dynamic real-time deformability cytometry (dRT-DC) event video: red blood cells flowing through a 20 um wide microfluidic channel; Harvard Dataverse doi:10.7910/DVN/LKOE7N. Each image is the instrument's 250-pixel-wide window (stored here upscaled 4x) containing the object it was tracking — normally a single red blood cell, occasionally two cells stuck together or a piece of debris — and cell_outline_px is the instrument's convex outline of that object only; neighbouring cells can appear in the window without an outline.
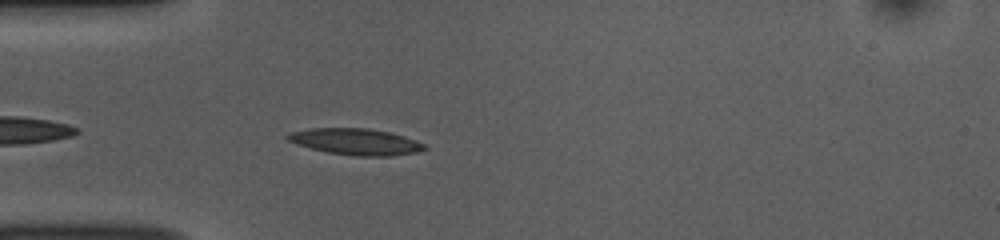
{"species": "common noctule bat (a hibernating species)", "species_latin": "Nyctalus noctula", "temperature_condition": "room temperature", "stored_images_in_passage": 41, "camera_frame_rate_fps": 3000, "um_per_image_px": 0.085, "animal": {"sex": "female", "body_mass_g": 10.0, "forearm_length_mm": 53.1}, "frame": {"image": 1, "passage_image": 3, "time_ms": 0.667, "image_size_px": [1000, 240], "cell_outline_px": [[428, 148], [416, 152], [392, 156], [356, 156], [328, 152], [312, 148], [288, 140], [284, 136], [288, 132], [308, 128], [368, 128], [388, 132], [404, 136], [416, 140], [424, 144]], "centroid_in_image_um": [30.24, 12.03], "position_along_channel_um": 54.8, "area_um2": 20.92}}
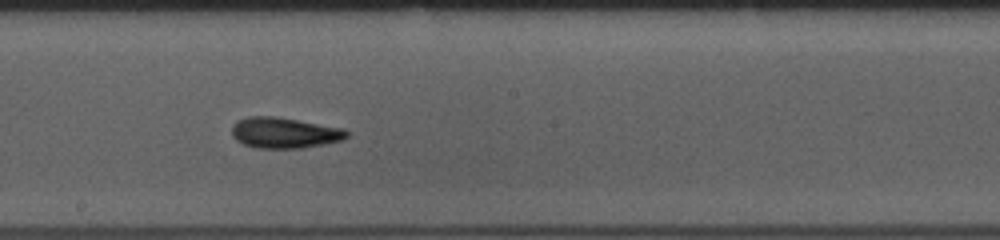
{"frame": {"image": 2, "passage_image": 17, "time_ms": 5.333, "image_size_px": [1000, 240], "cell_outline_px": [[348, 136], [344, 140], [324, 144], [300, 148], [256, 148], [244, 144], [236, 140], [232, 136], [232, 124], [236, 120], [248, 116], [276, 116], [344, 128], [348, 132]], "centroid_in_image_um": [24.16, 11.28], "position_along_channel_um": 224.0, "area_um2": 20.81}}
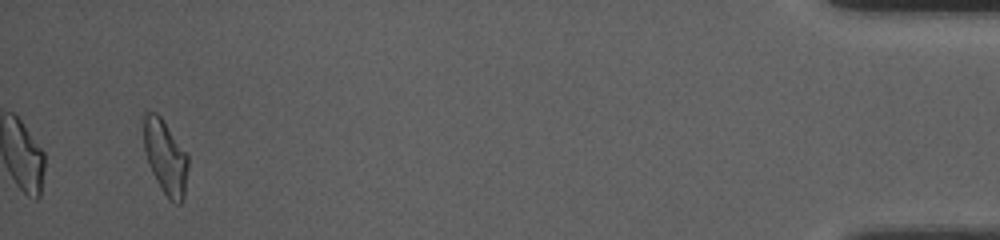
{"frame": {"image": 3, "passage_image": 39, "time_ms": 12.667, "image_size_px": [1000, 240], "cell_outline_px": [[188, 164], [184, 196], [180, 204], [176, 204], [168, 200], [160, 188], [148, 164], [144, 152], [140, 120], [140, 112], [156, 112], [160, 116], [188, 156]], "centroid_in_image_um": [13.98, 13.3], "position_along_channel_um": 421.2, "area_um2": 19.77}, "authors_computed_cell_mechanics": {"area_um2": 19.5364, "velocity_mm_per_s": 3.7469, "shape_relaxation_time_tau1_ms": 3.8347, "shape_relaxation_time_tau2_ms": 4.4109, "deformation_change_tau1": 0.1506, "deformation_change_tau2": 0.1344}}